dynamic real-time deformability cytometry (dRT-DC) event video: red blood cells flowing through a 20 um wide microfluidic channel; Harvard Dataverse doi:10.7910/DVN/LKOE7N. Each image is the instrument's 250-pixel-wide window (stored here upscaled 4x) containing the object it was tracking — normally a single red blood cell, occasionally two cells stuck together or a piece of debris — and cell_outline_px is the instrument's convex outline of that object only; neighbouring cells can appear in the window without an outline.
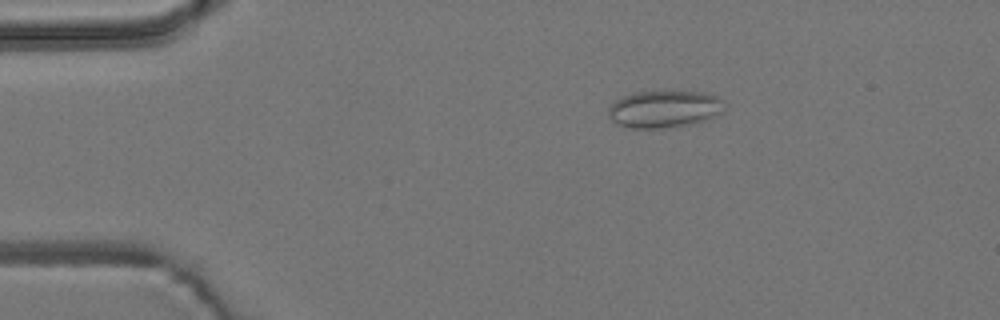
{"species": "common noctule bat (a hibernating species)", "species_latin": "Nyctalus noctula", "temperature_condition": "room temperature", "stored_images_in_passage": 54, "camera_frame_rate_fps": 3000, "um_per_image_px": 0.085, "animal": {"sex": "male", "body_mass_g": 19.2, "forearm_length_mm": 51.8}, "frame": {"image": 1, "passage_image": 10, "time_ms": 3.0, "image_size_px": [1000, 320], "cell_outline_px": [[724, 100], [720, 112], [704, 120], [692, 124], [660, 128], [632, 128], [616, 124], [608, 116], [608, 108], [616, 100], [624, 96], [636, 92], [704, 92], [716, 96]], "centroid_in_image_um": [56.42, 9.27], "position_along_channel_um": 28.6, "area_um2": 24.74}}
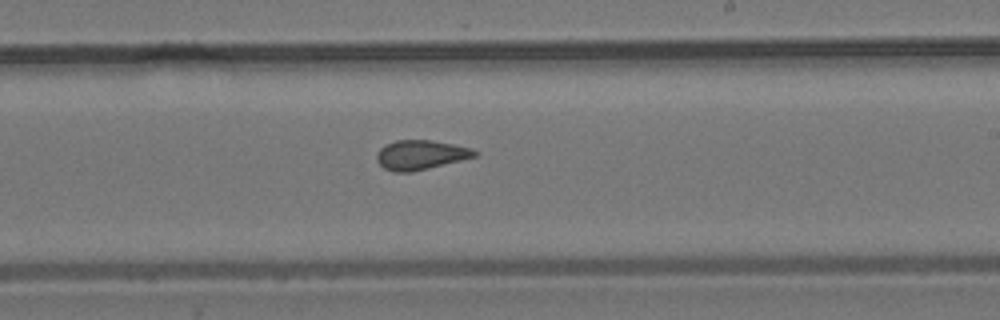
{"frame": {"image": 2, "passage_image": 32, "time_ms": 10.333, "image_size_px": [1000, 320], "cell_outline_px": [[480, 152], [476, 156], [412, 172], [392, 172], [384, 168], [376, 160], [376, 152], [384, 144], [396, 140], [432, 140], [472, 148]], "centroid_in_image_um": [35.72, 13.16], "position_along_channel_um": 253.3, "area_um2": 16.88}}
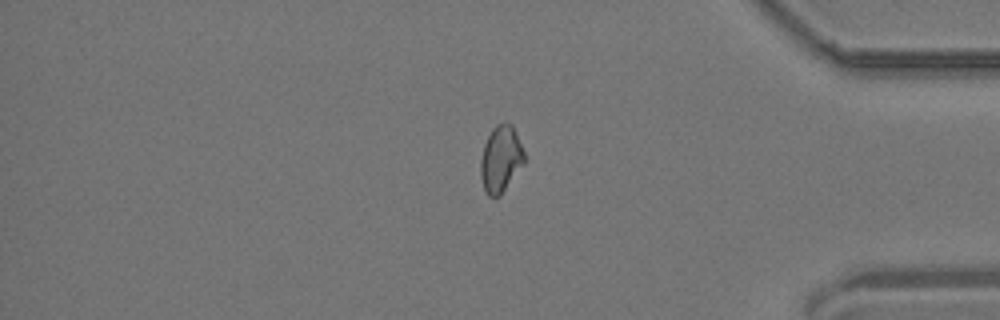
{"frame": {"image": 3, "passage_image": 45, "time_ms": 14.667, "image_size_px": [1000, 320], "cell_outline_px": [[524, 164], [500, 196], [488, 196], [484, 188], [480, 176], [480, 160], [484, 144], [492, 128], [496, 124], [504, 120], [508, 120], [512, 124], [516, 132], [524, 152]], "centroid_in_image_um": [42.56, 13.47], "position_along_channel_um": 392.6, "area_um2": 17.17}, "authors_computed_cell_mechanics": {"area_um2": 17.1088, "velocity_mm_per_s": 3.8425, "shape_relaxation_time_tau1_ms": null, "shape_relaxation_time_tau2_ms": 1.9873, "deformation_change_tau1": null, "deformation_change_tau2": 0.0921}}